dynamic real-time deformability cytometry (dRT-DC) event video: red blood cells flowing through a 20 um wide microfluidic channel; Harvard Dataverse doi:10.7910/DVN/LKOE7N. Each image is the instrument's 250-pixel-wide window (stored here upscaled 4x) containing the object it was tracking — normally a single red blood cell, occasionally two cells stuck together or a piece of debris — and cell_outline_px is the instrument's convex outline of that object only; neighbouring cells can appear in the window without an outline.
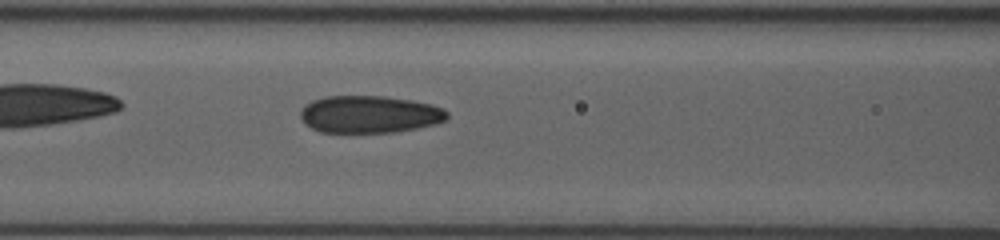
{"species": "human", "species_latin": "Homo sapiens", "temperature_condition": "room temperature", "stored_images_in_passage": 31, "camera_frame_rate_fps": 3000, "um_per_image_px": 0.085, "donor": {"sex": "female"}, "frame": {"image": 1, "passage_image": 7, "time_ms": 2.0, "image_size_px": [1000, 240], "cell_outline_px": [[448, 116], [444, 120], [436, 124], [416, 128], [392, 132], [320, 132], [312, 128], [300, 116], [300, 112], [312, 100], [328, 96], [384, 96], [412, 100], [432, 104], [444, 108], [448, 112]], "centroid_in_image_um": [31.46, 9.71], "position_along_channel_um": 135.1, "area_um2": 31.67}}
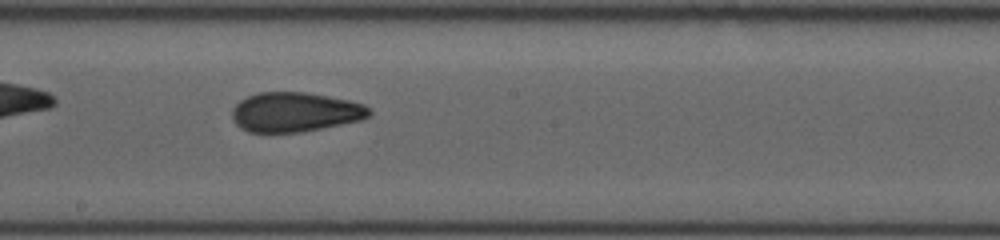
{"frame": {"image": 2, "passage_image": 14, "time_ms": 4.333, "image_size_px": [1000, 240], "cell_outline_px": [[372, 112], [368, 116], [360, 120], [300, 132], [248, 132], [240, 128], [236, 124], [232, 116], [232, 108], [240, 100], [248, 96], [260, 92], [304, 92], [328, 96], [348, 100], [364, 104]], "centroid_in_image_um": [25.05, 9.52], "position_along_channel_um": 223.2, "area_um2": 31.39}}
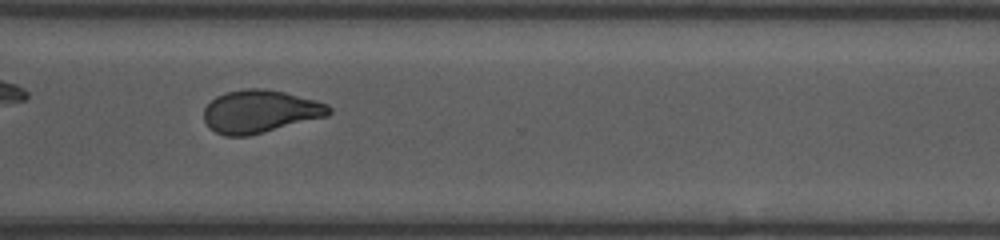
{"frame": {"image": 3, "passage_image": 24, "time_ms": 7.667, "image_size_px": [1000, 240], "cell_outline_px": [[332, 112], [328, 116], [248, 136], [224, 136], [216, 132], [204, 120], [204, 108], [216, 96], [228, 92], [244, 88], [264, 88], [284, 92], [328, 104], [332, 108]], "centroid_in_image_um": [22.12, 9.47], "position_along_channel_um": 348.5, "area_um2": 31.04}}